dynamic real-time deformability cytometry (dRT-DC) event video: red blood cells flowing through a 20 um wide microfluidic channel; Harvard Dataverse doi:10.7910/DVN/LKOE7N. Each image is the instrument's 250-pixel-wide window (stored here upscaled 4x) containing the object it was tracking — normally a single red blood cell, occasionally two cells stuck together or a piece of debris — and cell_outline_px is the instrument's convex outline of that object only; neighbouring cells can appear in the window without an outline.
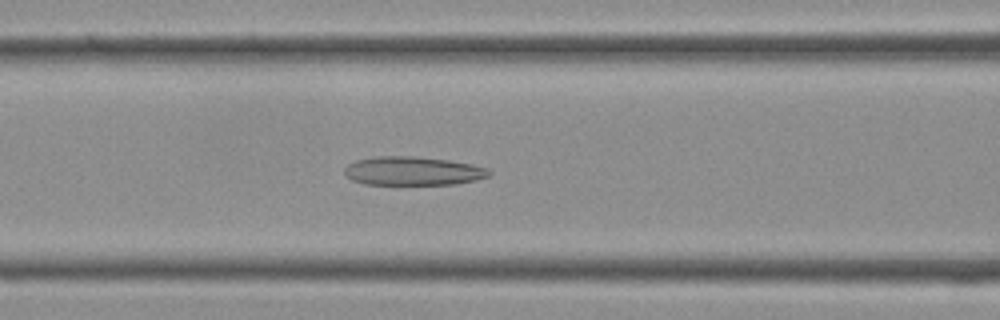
{"species": "Egyptian fruit bat (a non-hibernating species)", "species_latin": "Rousettus aegyptiacus", "temperature_condition": "cold", "stored_images_in_passage": 30, "camera_frame_rate_fps": 3000, "um_per_image_px": 0.085, "frame": {"image": 1, "passage_image": 10, "time_ms": 3.0, "image_size_px": [1000, 320], "cell_outline_px": [[492, 172], [488, 176], [476, 180], [456, 184], [364, 184], [352, 180], [344, 176], [344, 168], [348, 164], [356, 160], [376, 156], [416, 156], [448, 160], [472, 164], [488, 168]], "centroid_in_image_um": [35.08, 14.53], "position_along_channel_um": 131.5, "area_um2": 24.33}}
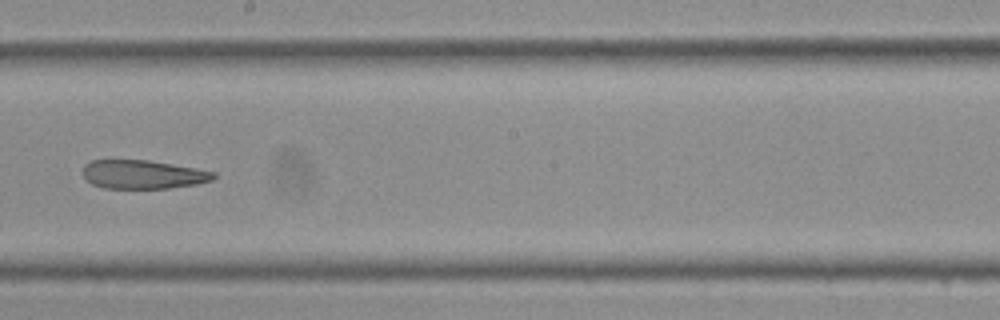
{"frame": {"image": 2, "passage_image": 16, "time_ms": 5.0, "image_size_px": [1000, 320], "cell_outline_px": [[216, 176], [212, 180], [196, 184], [168, 188], [104, 188], [92, 184], [84, 180], [84, 164], [92, 160], [148, 160], [172, 164], [216, 172]], "centroid_in_image_um": [12.13, 14.83], "position_along_channel_um": 236.1, "area_um2": 21.79}}
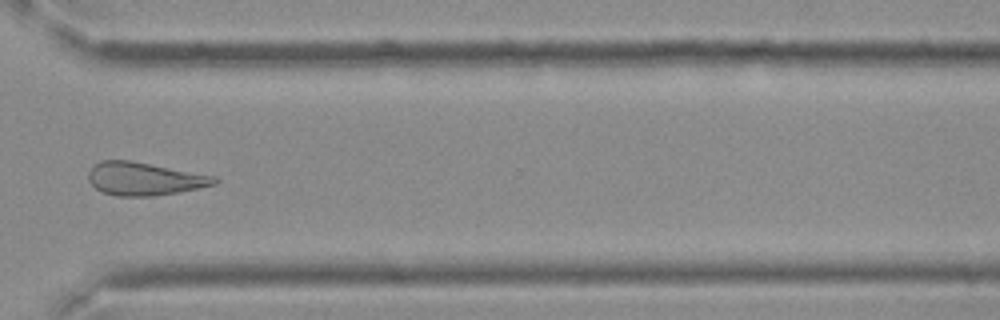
{"frame": {"image": 3, "passage_image": 23, "time_ms": 7.333, "image_size_px": [1000, 320], "cell_outline_px": [[220, 180], [216, 184], [180, 192], [152, 196], [116, 196], [100, 192], [88, 180], [88, 172], [100, 160], [128, 160], [216, 176]], "centroid_in_image_um": [12.27, 15.21], "position_along_channel_um": 358.3, "area_um2": 24.22}}